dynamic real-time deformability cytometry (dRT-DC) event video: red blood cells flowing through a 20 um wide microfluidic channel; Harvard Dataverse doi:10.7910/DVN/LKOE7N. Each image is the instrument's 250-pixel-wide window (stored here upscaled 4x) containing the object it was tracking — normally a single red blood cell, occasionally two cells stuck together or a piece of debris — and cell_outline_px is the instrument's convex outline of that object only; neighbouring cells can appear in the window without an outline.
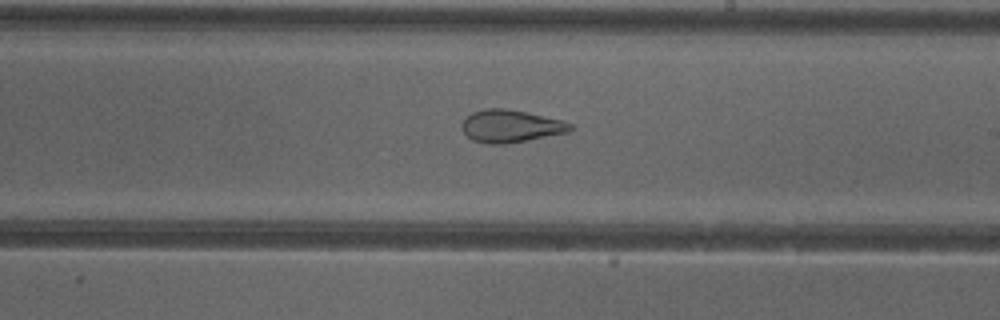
{"species": "common noctule bat (a hibernating species)", "species_latin": "Nyctalus noctula", "temperature_condition": "cold", "stored_images_in_passage": 51, "camera_frame_rate_fps": 3000, "um_per_image_px": 0.085, "animal": {"sex": "female"}, "frame": {"image": 1, "passage_image": 30, "time_ms": 9.667, "image_size_px": [1000, 320], "cell_outline_px": [[572, 128], [568, 132], [504, 144], [488, 144], [472, 140], [460, 128], [460, 124], [472, 112], [484, 108], [504, 108], [564, 120], [572, 124]], "centroid_in_image_um": [43.37, 10.71], "position_along_channel_um": 245.6, "area_um2": 20.4}, "authors_computed_cell_mechanics": {"area_um2": 26.4724, "velocity_mm_per_s": 3.9965, "shape_relaxation_time_tau1_ms": null, "shape_relaxation_time_tau2_ms": 2.0375, "deformation_change_tau1": null, "deformation_change_tau2": 0.1029}}